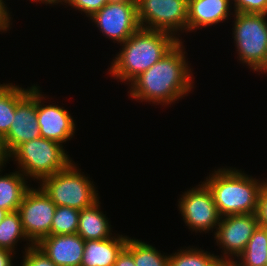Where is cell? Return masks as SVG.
<instances>
[{
    "mask_svg": "<svg viewBox=\"0 0 267 266\" xmlns=\"http://www.w3.org/2000/svg\"><path fill=\"white\" fill-rule=\"evenodd\" d=\"M182 40L147 71L131 82L133 99L169 105L185 97L193 88L192 71L186 62Z\"/></svg>",
    "mask_w": 267,
    "mask_h": 266,
    "instance_id": "6da1fadb",
    "label": "cell"
},
{
    "mask_svg": "<svg viewBox=\"0 0 267 266\" xmlns=\"http://www.w3.org/2000/svg\"><path fill=\"white\" fill-rule=\"evenodd\" d=\"M181 39L165 31L140 27L125 42L113 59L109 73L130 84L169 52Z\"/></svg>",
    "mask_w": 267,
    "mask_h": 266,
    "instance_id": "7a4b0ae2",
    "label": "cell"
},
{
    "mask_svg": "<svg viewBox=\"0 0 267 266\" xmlns=\"http://www.w3.org/2000/svg\"><path fill=\"white\" fill-rule=\"evenodd\" d=\"M210 189L221 217L257 213L263 182L238 169L220 168L203 181Z\"/></svg>",
    "mask_w": 267,
    "mask_h": 266,
    "instance_id": "3957f363",
    "label": "cell"
},
{
    "mask_svg": "<svg viewBox=\"0 0 267 266\" xmlns=\"http://www.w3.org/2000/svg\"><path fill=\"white\" fill-rule=\"evenodd\" d=\"M63 147L58 142L40 136L19 145L10 157L18 163V168L22 169L19 171L26 178L41 181L66 168L72 162Z\"/></svg>",
    "mask_w": 267,
    "mask_h": 266,
    "instance_id": "277c9868",
    "label": "cell"
},
{
    "mask_svg": "<svg viewBox=\"0 0 267 266\" xmlns=\"http://www.w3.org/2000/svg\"><path fill=\"white\" fill-rule=\"evenodd\" d=\"M39 183L56 206L82 210L99 199L93 181L78 170L74 161L61 171L43 178Z\"/></svg>",
    "mask_w": 267,
    "mask_h": 266,
    "instance_id": "5b68a950",
    "label": "cell"
},
{
    "mask_svg": "<svg viewBox=\"0 0 267 266\" xmlns=\"http://www.w3.org/2000/svg\"><path fill=\"white\" fill-rule=\"evenodd\" d=\"M233 15L232 29L238 60L257 72L267 54V14L234 12Z\"/></svg>",
    "mask_w": 267,
    "mask_h": 266,
    "instance_id": "8992f818",
    "label": "cell"
},
{
    "mask_svg": "<svg viewBox=\"0 0 267 266\" xmlns=\"http://www.w3.org/2000/svg\"><path fill=\"white\" fill-rule=\"evenodd\" d=\"M140 27L165 31L173 36L187 31L188 3L185 0H136Z\"/></svg>",
    "mask_w": 267,
    "mask_h": 266,
    "instance_id": "52a82bcc",
    "label": "cell"
},
{
    "mask_svg": "<svg viewBox=\"0 0 267 266\" xmlns=\"http://www.w3.org/2000/svg\"><path fill=\"white\" fill-rule=\"evenodd\" d=\"M56 208L55 203L41 187H31L27 190L17 212L29 239L28 246L36 245L42 238L50 235Z\"/></svg>",
    "mask_w": 267,
    "mask_h": 266,
    "instance_id": "ba28073f",
    "label": "cell"
},
{
    "mask_svg": "<svg viewBox=\"0 0 267 266\" xmlns=\"http://www.w3.org/2000/svg\"><path fill=\"white\" fill-rule=\"evenodd\" d=\"M178 207L186 226L196 233L217 229L221 216L208 186L202 182L199 187L185 191ZM215 227V228H214Z\"/></svg>",
    "mask_w": 267,
    "mask_h": 266,
    "instance_id": "9c48e42d",
    "label": "cell"
},
{
    "mask_svg": "<svg viewBox=\"0 0 267 266\" xmlns=\"http://www.w3.org/2000/svg\"><path fill=\"white\" fill-rule=\"evenodd\" d=\"M90 19L106 38L122 44L140 28L136 2H108Z\"/></svg>",
    "mask_w": 267,
    "mask_h": 266,
    "instance_id": "30bf717a",
    "label": "cell"
},
{
    "mask_svg": "<svg viewBox=\"0 0 267 266\" xmlns=\"http://www.w3.org/2000/svg\"><path fill=\"white\" fill-rule=\"evenodd\" d=\"M259 226L256 213L227 215L220 219L216 232V243L223 250L221 260H234L246 248L249 239ZM230 257V258H229Z\"/></svg>",
    "mask_w": 267,
    "mask_h": 266,
    "instance_id": "8fae6325",
    "label": "cell"
},
{
    "mask_svg": "<svg viewBox=\"0 0 267 266\" xmlns=\"http://www.w3.org/2000/svg\"><path fill=\"white\" fill-rule=\"evenodd\" d=\"M40 137L37 120V85L16 104L15 115L4 136L10 154L21 144Z\"/></svg>",
    "mask_w": 267,
    "mask_h": 266,
    "instance_id": "7c38bea8",
    "label": "cell"
},
{
    "mask_svg": "<svg viewBox=\"0 0 267 266\" xmlns=\"http://www.w3.org/2000/svg\"><path fill=\"white\" fill-rule=\"evenodd\" d=\"M43 99L45 96L37 86V120L40 136L62 145L74 136V120L68 110L58 105H45L42 103Z\"/></svg>",
    "mask_w": 267,
    "mask_h": 266,
    "instance_id": "4fadbf2b",
    "label": "cell"
},
{
    "mask_svg": "<svg viewBox=\"0 0 267 266\" xmlns=\"http://www.w3.org/2000/svg\"><path fill=\"white\" fill-rule=\"evenodd\" d=\"M36 246L56 266H81L85 240L78 235H49L42 238Z\"/></svg>",
    "mask_w": 267,
    "mask_h": 266,
    "instance_id": "5bb4252c",
    "label": "cell"
},
{
    "mask_svg": "<svg viewBox=\"0 0 267 266\" xmlns=\"http://www.w3.org/2000/svg\"><path fill=\"white\" fill-rule=\"evenodd\" d=\"M232 0H193L188 4L187 31L223 23L230 15Z\"/></svg>",
    "mask_w": 267,
    "mask_h": 266,
    "instance_id": "9a60e30c",
    "label": "cell"
},
{
    "mask_svg": "<svg viewBox=\"0 0 267 266\" xmlns=\"http://www.w3.org/2000/svg\"><path fill=\"white\" fill-rule=\"evenodd\" d=\"M128 238L118 235L102 240H86L81 266H114Z\"/></svg>",
    "mask_w": 267,
    "mask_h": 266,
    "instance_id": "2e32d148",
    "label": "cell"
},
{
    "mask_svg": "<svg viewBox=\"0 0 267 266\" xmlns=\"http://www.w3.org/2000/svg\"><path fill=\"white\" fill-rule=\"evenodd\" d=\"M77 234L86 240H102L112 237L109 220L100 211L99 199L91 206L80 210Z\"/></svg>",
    "mask_w": 267,
    "mask_h": 266,
    "instance_id": "e0dca14e",
    "label": "cell"
},
{
    "mask_svg": "<svg viewBox=\"0 0 267 266\" xmlns=\"http://www.w3.org/2000/svg\"><path fill=\"white\" fill-rule=\"evenodd\" d=\"M0 172L1 169H0ZM1 174V173H0ZM27 178L20 171L11 172L0 176V208L6 211L15 212L22 203L27 190Z\"/></svg>",
    "mask_w": 267,
    "mask_h": 266,
    "instance_id": "ac0fdd59",
    "label": "cell"
},
{
    "mask_svg": "<svg viewBox=\"0 0 267 266\" xmlns=\"http://www.w3.org/2000/svg\"><path fill=\"white\" fill-rule=\"evenodd\" d=\"M9 84H0V134L5 136L12 124L16 104L30 91L19 86Z\"/></svg>",
    "mask_w": 267,
    "mask_h": 266,
    "instance_id": "d6986e66",
    "label": "cell"
},
{
    "mask_svg": "<svg viewBox=\"0 0 267 266\" xmlns=\"http://www.w3.org/2000/svg\"><path fill=\"white\" fill-rule=\"evenodd\" d=\"M236 258L239 266H267V228L259 225L244 251Z\"/></svg>",
    "mask_w": 267,
    "mask_h": 266,
    "instance_id": "ffe728a7",
    "label": "cell"
},
{
    "mask_svg": "<svg viewBox=\"0 0 267 266\" xmlns=\"http://www.w3.org/2000/svg\"><path fill=\"white\" fill-rule=\"evenodd\" d=\"M125 249L133 256L136 266H168L169 255L138 239L128 238Z\"/></svg>",
    "mask_w": 267,
    "mask_h": 266,
    "instance_id": "44dd1931",
    "label": "cell"
},
{
    "mask_svg": "<svg viewBox=\"0 0 267 266\" xmlns=\"http://www.w3.org/2000/svg\"><path fill=\"white\" fill-rule=\"evenodd\" d=\"M172 254L169 255L168 266H218L221 262L219 255L204 252L197 247H187L185 250L180 249L177 253Z\"/></svg>",
    "mask_w": 267,
    "mask_h": 266,
    "instance_id": "7402d4cb",
    "label": "cell"
},
{
    "mask_svg": "<svg viewBox=\"0 0 267 266\" xmlns=\"http://www.w3.org/2000/svg\"><path fill=\"white\" fill-rule=\"evenodd\" d=\"M29 240L17 211L8 213L0 222V248L15 252L18 240Z\"/></svg>",
    "mask_w": 267,
    "mask_h": 266,
    "instance_id": "603a6c76",
    "label": "cell"
},
{
    "mask_svg": "<svg viewBox=\"0 0 267 266\" xmlns=\"http://www.w3.org/2000/svg\"><path fill=\"white\" fill-rule=\"evenodd\" d=\"M80 210L57 206L51 223L50 235H66L77 233Z\"/></svg>",
    "mask_w": 267,
    "mask_h": 266,
    "instance_id": "cb8c5ba5",
    "label": "cell"
},
{
    "mask_svg": "<svg viewBox=\"0 0 267 266\" xmlns=\"http://www.w3.org/2000/svg\"><path fill=\"white\" fill-rule=\"evenodd\" d=\"M25 249L24 266H56L36 245L27 246Z\"/></svg>",
    "mask_w": 267,
    "mask_h": 266,
    "instance_id": "d4e9b609",
    "label": "cell"
},
{
    "mask_svg": "<svg viewBox=\"0 0 267 266\" xmlns=\"http://www.w3.org/2000/svg\"><path fill=\"white\" fill-rule=\"evenodd\" d=\"M235 13L267 14V0H232Z\"/></svg>",
    "mask_w": 267,
    "mask_h": 266,
    "instance_id": "484cf974",
    "label": "cell"
},
{
    "mask_svg": "<svg viewBox=\"0 0 267 266\" xmlns=\"http://www.w3.org/2000/svg\"><path fill=\"white\" fill-rule=\"evenodd\" d=\"M109 0H66L69 6L84 12L87 17H91L95 12L99 11Z\"/></svg>",
    "mask_w": 267,
    "mask_h": 266,
    "instance_id": "4316f807",
    "label": "cell"
},
{
    "mask_svg": "<svg viewBox=\"0 0 267 266\" xmlns=\"http://www.w3.org/2000/svg\"><path fill=\"white\" fill-rule=\"evenodd\" d=\"M256 214L258 217L259 225L267 228V180L262 186L259 193L258 209Z\"/></svg>",
    "mask_w": 267,
    "mask_h": 266,
    "instance_id": "83f0119b",
    "label": "cell"
},
{
    "mask_svg": "<svg viewBox=\"0 0 267 266\" xmlns=\"http://www.w3.org/2000/svg\"><path fill=\"white\" fill-rule=\"evenodd\" d=\"M4 2L5 1L0 0V31L1 32L7 31L11 24L10 13Z\"/></svg>",
    "mask_w": 267,
    "mask_h": 266,
    "instance_id": "f1b7e54d",
    "label": "cell"
},
{
    "mask_svg": "<svg viewBox=\"0 0 267 266\" xmlns=\"http://www.w3.org/2000/svg\"><path fill=\"white\" fill-rule=\"evenodd\" d=\"M114 266H136L133 256L124 248L118 255Z\"/></svg>",
    "mask_w": 267,
    "mask_h": 266,
    "instance_id": "f546056e",
    "label": "cell"
},
{
    "mask_svg": "<svg viewBox=\"0 0 267 266\" xmlns=\"http://www.w3.org/2000/svg\"><path fill=\"white\" fill-rule=\"evenodd\" d=\"M10 159V152L5 144V138L0 134V169L6 165V162Z\"/></svg>",
    "mask_w": 267,
    "mask_h": 266,
    "instance_id": "4dcf8cb0",
    "label": "cell"
},
{
    "mask_svg": "<svg viewBox=\"0 0 267 266\" xmlns=\"http://www.w3.org/2000/svg\"><path fill=\"white\" fill-rule=\"evenodd\" d=\"M13 252L0 248V266H12Z\"/></svg>",
    "mask_w": 267,
    "mask_h": 266,
    "instance_id": "1f68e13d",
    "label": "cell"
},
{
    "mask_svg": "<svg viewBox=\"0 0 267 266\" xmlns=\"http://www.w3.org/2000/svg\"><path fill=\"white\" fill-rule=\"evenodd\" d=\"M32 1H35V2H41V3H44V4H46V5H47V4H50V5H51V4H53V5L55 4V5H56V3H57V4H58V3L60 4L61 2H62L61 4H63V2L65 3L66 0H32Z\"/></svg>",
    "mask_w": 267,
    "mask_h": 266,
    "instance_id": "d6a6232c",
    "label": "cell"
},
{
    "mask_svg": "<svg viewBox=\"0 0 267 266\" xmlns=\"http://www.w3.org/2000/svg\"><path fill=\"white\" fill-rule=\"evenodd\" d=\"M218 266H239L236 261L233 260H221Z\"/></svg>",
    "mask_w": 267,
    "mask_h": 266,
    "instance_id": "836d02e7",
    "label": "cell"
},
{
    "mask_svg": "<svg viewBox=\"0 0 267 266\" xmlns=\"http://www.w3.org/2000/svg\"><path fill=\"white\" fill-rule=\"evenodd\" d=\"M259 73L260 72H267V54H266V58H265V61H264V64L257 70Z\"/></svg>",
    "mask_w": 267,
    "mask_h": 266,
    "instance_id": "e575fe53",
    "label": "cell"
},
{
    "mask_svg": "<svg viewBox=\"0 0 267 266\" xmlns=\"http://www.w3.org/2000/svg\"><path fill=\"white\" fill-rule=\"evenodd\" d=\"M112 3H128V2H136V0H109Z\"/></svg>",
    "mask_w": 267,
    "mask_h": 266,
    "instance_id": "d590c367",
    "label": "cell"
},
{
    "mask_svg": "<svg viewBox=\"0 0 267 266\" xmlns=\"http://www.w3.org/2000/svg\"><path fill=\"white\" fill-rule=\"evenodd\" d=\"M8 213H9L8 211H6V210L0 208V222L4 219V217H5Z\"/></svg>",
    "mask_w": 267,
    "mask_h": 266,
    "instance_id": "8d00e7d4",
    "label": "cell"
},
{
    "mask_svg": "<svg viewBox=\"0 0 267 266\" xmlns=\"http://www.w3.org/2000/svg\"><path fill=\"white\" fill-rule=\"evenodd\" d=\"M188 4L191 2V1H193V0H185Z\"/></svg>",
    "mask_w": 267,
    "mask_h": 266,
    "instance_id": "74e56055",
    "label": "cell"
}]
</instances>
